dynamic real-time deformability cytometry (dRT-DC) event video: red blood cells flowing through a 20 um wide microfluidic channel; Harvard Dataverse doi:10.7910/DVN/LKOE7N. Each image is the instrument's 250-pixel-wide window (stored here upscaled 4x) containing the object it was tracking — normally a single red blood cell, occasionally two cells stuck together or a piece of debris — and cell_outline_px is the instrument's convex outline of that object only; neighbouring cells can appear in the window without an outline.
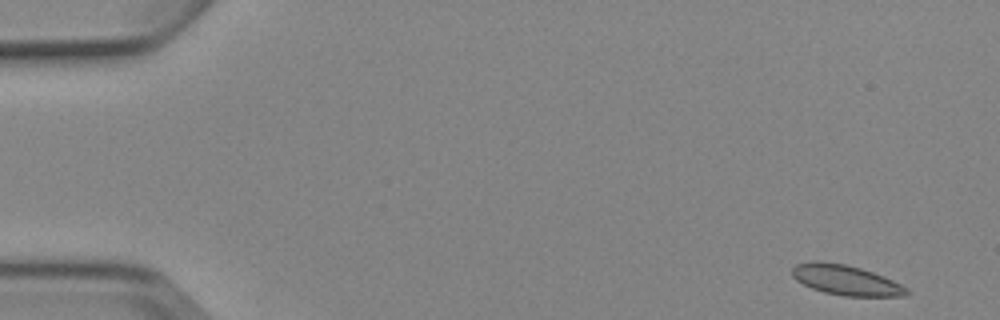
{"species": "Egyptian fruit bat (a non-hibernating species)", "species_latin": "Rousettus aegyptiacus", "temperature_condition": "cold", "stored_images_in_passage": 5, "camera_frame_rate_fps": 3000, "um_per_image_px": 0.085, "animal": {"sex": "female"}, "frame": {"image": 1, "passage_image": 1, "time_ms": 0.0, "image_size_px": [1000, 320], "cell_outline_px": [[912, 292], [904, 296], [844, 296], [824, 292], [812, 288], [796, 280], [792, 276], [792, 268], [796, 264], [816, 260], [820, 260], [844, 264], [860, 268], [884, 276], [908, 288]], "centroid_in_image_um": [71.91, 23.8], "position_along_channel_um": 13.1, "area_um2": 20.11}}